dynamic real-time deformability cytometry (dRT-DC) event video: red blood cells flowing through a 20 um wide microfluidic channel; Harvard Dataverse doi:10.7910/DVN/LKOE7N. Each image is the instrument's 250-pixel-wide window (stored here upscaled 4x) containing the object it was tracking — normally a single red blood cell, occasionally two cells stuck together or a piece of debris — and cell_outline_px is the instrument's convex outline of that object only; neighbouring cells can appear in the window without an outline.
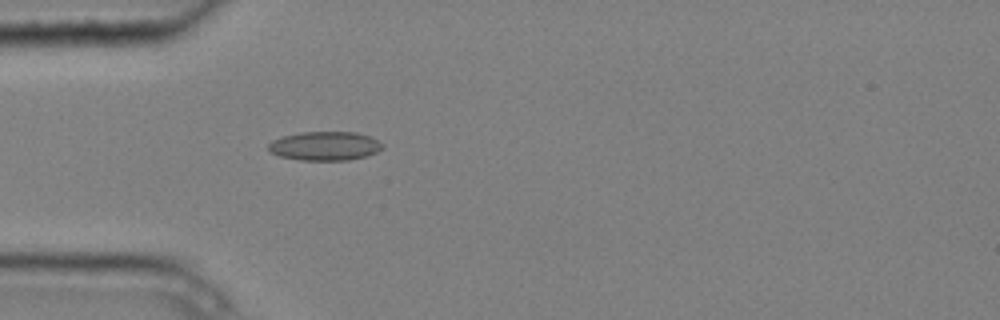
{"species": "common noctule bat (a hibernating species)", "species_latin": "Nyctalus noctula", "temperature_condition": "cold", "stored_images_in_passage": 5, "camera_frame_rate_fps": 3000, "um_per_image_px": 0.085, "animal": {"sex": "male", "body_mass_g": 20.4}, "frame": {"image": 1, "passage_image": 5, "time_ms": 1.333, "image_size_px": [1000, 320], "cell_outline_px": [[384, 148], [376, 152], [364, 156], [348, 160], [300, 160], [280, 156], [268, 152], [268, 144], [272, 140], [284, 136], [300, 132], [356, 132], [368, 136], [384, 144]], "centroid_in_image_um": [27.59, 12.41], "position_along_channel_um": 57.4, "area_um2": 19.19}}